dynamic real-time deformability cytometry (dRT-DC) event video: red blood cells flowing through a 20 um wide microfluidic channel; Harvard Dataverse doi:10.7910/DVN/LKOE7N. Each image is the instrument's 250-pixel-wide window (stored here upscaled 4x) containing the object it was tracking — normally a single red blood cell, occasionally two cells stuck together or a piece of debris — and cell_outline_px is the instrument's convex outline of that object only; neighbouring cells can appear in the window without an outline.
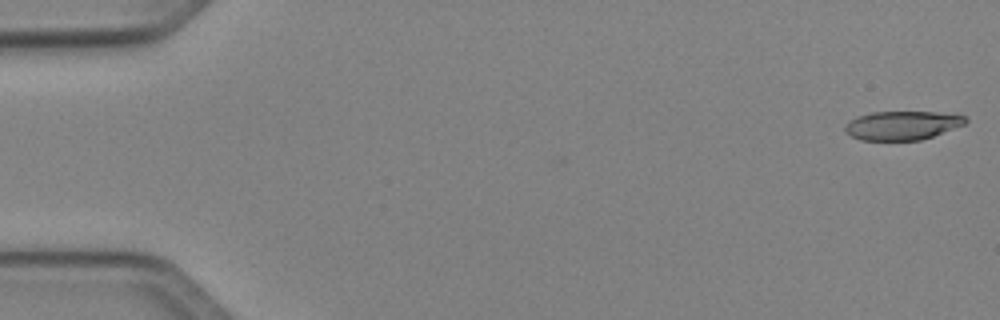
{"species": "Egyptian fruit bat (a non-hibernating species)", "species_latin": "Rousettus aegyptiacus", "temperature_condition": "cold", "stored_images_in_passage": 46, "camera_frame_rate_fps": 3000, "um_per_image_px": 0.085, "animal": {"sex": "female"}, "frame": {"image": 1, "passage_image": 1, "time_ms": 0.0, "image_size_px": [1000, 320], "cell_outline_px": [[968, 120], [964, 124], [932, 136], [920, 140], [860, 140], [844, 132], [844, 124], [848, 120], [856, 116], [872, 112], [936, 112], [964, 116]], "centroid_in_image_um": [76.6, 10.65], "position_along_channel_um": 8.4, "area_um2": 20.17}}
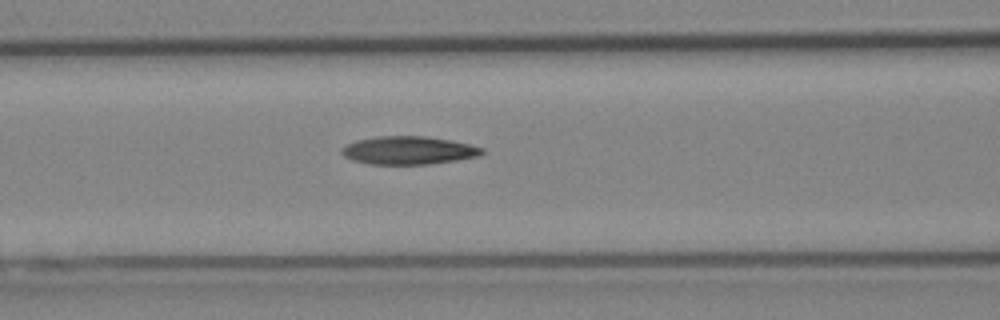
{"frame": {"image": 2, "passage_image": 21, "time_ms": 6.667, "image_size_px": [1000, 320], "cell_outline_px": [[484, 152], [476, 156], [456, 160], [432, 164], [368, 164], [352, 160], [344, 156], [340, 152], [340, 148], [356, 140], [380, 136], [424, 136], [448, 140], [468, 144], [484, 148]], "centroid_in_image_um": [34.68, 12.78], "position_along_channel_um": 131.9, "area_um2": 22.83}}
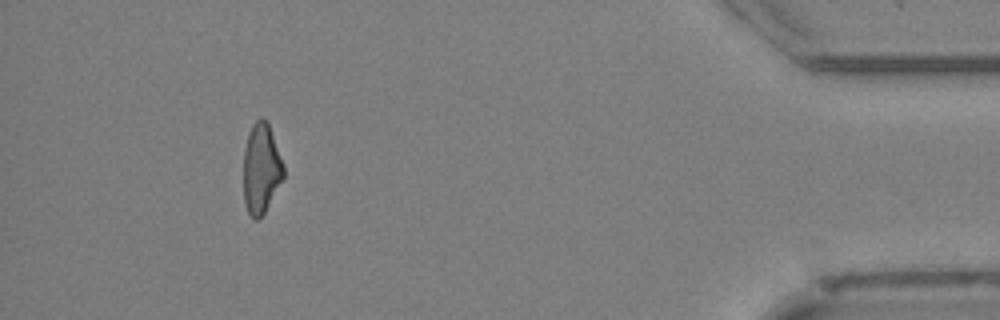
{"frame": {"image": 3, "passage_image": 46, "time_ms": 15.0, "image_size_px": [1000, 320], "cell_outline_px": [[284, 176], [264, 212], [256, 220], [248, 212], [244, 204], [244, 148], [248, 132], [252, 124], [260, 116], [268, 120], [284, 164]], "centroid_in_image_um": [22.2, 14.24], "position_along_channel_um": 413.0, "area_um2": 21.1}, "authors_computed_cell_mechanics": {"area_um2": 22.1952, "velocity_mm_per_s": 4.0902, "shape_relaxation_time_tau1_ms": null, "shape_relaxation_time_tau2_ms": 8.188, "deformation_change_tau1": null, "deformation_change_tau2": 0.2176}}